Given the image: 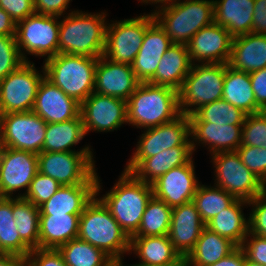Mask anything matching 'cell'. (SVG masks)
<instances>
[{
  "mask_svg": "<svg viewBox=\"0 0 266 266\" xmlns=\"http://www.w3.org/2000/svg\"><path fill=\"white\" fill-rule=\"evenodd\" d=\"M99 178L96 182V195L79 217L77 238L101 249L115 262H123V254L130 251V238L111 215L109 209L97 198L101 189Z\"/></svg>",
  "mask_w": 266,
  "mask_h": 266,
  "instance_id": "6da1fadb",
  "label": "cell"
},
{
  "mask_svg": "<svg viewBox=\"0 0 266 266\" xmlns=\"http://www.w3.org/2000/svg\"><path fill=\"white\" fill-rule=\"evenodd\" d=\"M68 14V15H67ZM59 25V53L99 58L106 46V14L71 11Z\"/></svg>",
  "mask_w": 266,
  "mask_h": 266,
  "instance_id": "7a4b0ae2",
  "label": "cell"
},
{
  "mask_svg": "<svg viewBox=\"0 0 266 266\" xmlns=\"http://www.w3.org/2000/svg\"><path fill=\"white\" fill-rule=\"evenodd\" d=\"M152 196L151 184L137 180L131 173L122 171L114 187L99 199L131 238L137 233L146 205Z\"/></svg>",
  "mask_w": 266,
  "mask_h": 266,
  "instance_id": "3957f363",
  "label": "cell"
},
{
  "mask_svg": "<svg viewBox=\"0 0 266 266\" xmlns=\"http://www.w3.org/2000/svg\"><path fill=\"white\" fill-rule=\"evenodd\" d=\"M178 92L165 86L140 82L127 100L128 123L137 128H151L180 115Z\"/></svg>",
  "mask_w": 266,
  "mask_h": 266,
  "instance_id": "277c9868",
  "label": "cell"
},
{
  "mask_svg": "<svg viewBox=\"0 0 266 266\" xmlns=\"http://www.w3.org/2000/svg\"><path fill=\"white\" fill-rule=\"evenodd\" d=\"M152 13L172 44L188 45L201 28L214 22V1L179 0Z\"/></svg>",
  "mask_w": 266,
  "mask_h": 266,
  "instance_id": "5b68a950",
  "label": "cell"
},
{
  "mask_svg": "<svg viewBox=\"0 0 266 266\" xmlns=\"http://www.w3.org/2000/svg\"><path fill=\"white\" fill-rule=\"evenodd\" d=\"M97 62L94 57L58 53L43 67L49 81L81 104L94 92Z\"/></svg>",
  "mask_w": 266,
  "mask_h": 266,
  "instance_id": "8992f818",
  "label": "cell"
},
{
  "mask_svg": "<svg viewBox=\"0 0 266 266\" xmlns=\"http://www.w3.org/2000/svg\"><path fill=\"white\" fill-rule=\"evenodd\" d=\"M224 77L223 63L192 64L178 92L180 113L189 116L202 106L222 99Z\"/></svg>",
  "mask_w": 266,
  "mask_h": 266,
  "instance_id": "52a82bcc",
  "label": "cell"
},
{
  "mask_svg": "<svg viewBox=\"0 0 266 266\" xmlns=\"http://www.w3.org/2000/svg\"><path fill=\"white\" fill-rule=\"evenodd\" d=\"M60 18L34 13L16 23V43L26 62H30V60L27 59L25 53L36 57L47 56L45 60L59 53L60 21L58 20Z\"/></svg>",
  "mask_w": 266,
  "mask_h": 266,
  "instance_id": "ba28073f",
  "label": "cell"
},
{
  "mask_svg": "<svg viewBox=\"0 0 266 266\" xmlns=\"http://www.w3.org/2000/svg\"><path fill=\"white\" fill-rule=\"evenodd\" d=\"M39 73L34 63L24 62L0 80V114L32 111L45 70Z\"/></svg>",
  "mask_w": 266,
  "mask_h": 266,
  "instance_id": "9c48e42d",
  "label": "cell"
},
{
  "mask_svg": "<svg viewBox=\"0 0 266 266\" xmlns=\"http://www.w3.org/2000/svg\"><path fill=\"white\" fill-rule=\"evenodd\" d=\"M211 156L215 168V186L236 199L246 201L261 195L262 181L243 164L237 151L219 152Z\"/></svg>",
  "mask_w": 266,
  "mask_h": 266,
  "instance_id": "30bf717a",
  "label": "cell"
},
{
  "mask_svg": "<svg viewBox=\"0 0 266 266\" xmlns=\"http://www.w3.org/2000/svg\"><path fill=\"white\" fill-rule=\"evenodd\" d=\"M154 21L153 13H145L107 24L104 56L118 63L132 65L142 45L145 31Z\"/></svg>",
  "mask_w": 266,
  "mask_h": 266,
  "instance_id": "8fae6325",
  "label": "cell"
},
{
  "mask_svg": "<svg viewBox=\"0 0 266 266\" xmlns=\"http://www.w3.org/2000/svg\"><path fill=\"white\" fill-rule=\"evenodd\" d=\"M47 123L33 111L0 114V136L7 148L43 152Z\"/></svg>",
  "mask_w": 266,
  "mask_h": 266,
  "instance_id": "7c38bea8",
  "label": "cell"
},
{
  "mask_svg": "<svg viewBox=\"0 0 266 266\" xmlns=\"http://www.w3.org/2000/svg\"><path fill=\"white\" fill-rule=\"evenodd\" d=\"M93 152H41L39 172L56 180L61 186L85 183L95 172Z\"/></svg>",
  "mask_w": 266,
  "mask_h": 266,
  "instance_id": "4fadbf2b",
  "label": "cell"
},
{
  "mask_svg": "<svg viewBox=\"0 0 266 266\" xmlns=\"http://www.w3.org/2000/svg\"><path fill=\"white\" fill-rule=\"evenodd\" d=\"M144 130L130 159H146L175 146H191L188 115L180 114L170 122Z\"/></svg>",
  "mask_w": 266,
  "mask_h": 266,
  "instance_id": "5bb4252c",
  "label": "cell"
},
{
  "mask_svg": "<svg viewBox=\"0 0 266 266\" xmlns=\"http://www.w3.org/2000/svg\"><path fill=\"white\" fill-rule=\"evenodd\" d=\"M38 171V154L5 147L0 163V197L12 198L13 192L24 188L23 194L15 196L23 198Z\"/></svg>",
  "mask_w": 266,
  "mask_h": 266,
  "instance_id": "9a60e30c",
  "label": "cell"
},
{
  "mask_svg": "<svg viewBox=\"0 0 266 266\" xmlns=\"http://www.w3.org/2000/svg\"><path fill=\"white\" fill-rule=\"evenodd\" d=\"M85 133L111 132L128 124L127 101L93 92L80 104Z\"/></svg>",
  "mask_w": 266,
  "mask_h": 266,
  "instance_id": "2e32d148",
  "label": "cell"
},
{
  "mask_svg": "<svg viewBox=\"0 0 266 266\" xmlns=\"http://www.w3.org/2000/svg\"><path fill=\"white\" fill-rule=\"evenodd\" d=\"M200 184L195 176L193 157L184 165L172 168L153 182V196L175 208L193 201Z\"/></svg>",
  "mask_w": 266,
  "mask_h": 266,
  "instance_id": "e0dca14e",
  "label": "cell"
},
{
  "mask_svg": "<svg viewBox=\"0 0 266 266\" xmlns=\"http://www.w3.org/2000/svg\"><path fill=\"white\" fill-rule=\"evenodd\" d=\"M232 42L233 36L215 22L201 28L187 45L192 64H228Z\"/></svg>",
  "mask_w": 266,
  "mask_h": 266,
  "instance_id": "ac0fdd59",
  "label": "cell"
},
{
  "mask_svg": "<svg viewBox=\"0 0 266 266\" xmlns=\"http://www.w3.org/2000/svg\"><path fill=\"white\" fill-rule=\"evenodd\" d=\"M139 84L132 65L112 61L104 55L98 58L94 92L127 101Z\"/></svg>",
  "mask_w": 266,
  "mask_h": 266,
  "instance_id": "d6986e66",
  "label": "cell"
},
{
  "mask_svg": "<svg viewBox=\"0 0 266 266\" xmlns=\"http://www.w3.org/2000/svg\"><path fill=\"white\" fill-rule=\"evenodd\" d=\"M190 139L193 152L196 145L208 146L212 154L236 151L241 145L242 125H222L201 122L194 114L189 115ZM199 144H197V143Z\"/></svg>",
  "mask_w": 266,
  "mask_h": 266,
  "instance_id": "ffe728a7",
  "label": "cell"
},
{
  "mask_svg": "<svg viewBox=\"0 0 266 266\" xmlns=\"http://www.w3.org/2000/svg\"><path fill=\"white\" fill-rule=\"evenodd\" d=\"M46 123H60L80 115V103L46 77L41 81L32 110Z\"/></svg>",
  "mask_w": 266,
  "mask_h": 266,
  "instance_id": "44dd1931",
  "label": "cell"
},
{
  "mask_svg": "<svg viewBox=\"0 0 266 266\" xmlns=\"http://www.w3.org/2000/svg\"><path fill=\"white\" fill-rule=\"evenodd\" d=\"M192 154L191 146H175L146 159H130L124 171L137 180L152 184L172 168L186 164Z\"/></svg>",
  "mask_w": 266,
  "mask_h": 266,
  "instance_id": "7402d4cb",
  "label": "cell"
},
{
  "mask_svg": "<svg viewBox=\"0 0 266 266\" xmlns=\"http://www.w3.org/2000/svg\"><path fill=\"white\" fill-rule=\"evenodd\" d=\"M206 224L193 201L172 208L169 240L182 257L194 248Z\"/></svg>",
  "mask_w": 266,
  "mask_h": 266,
  "instance_id": "603a6c76",
  "label": "cell"
},
{
  "mask_svg": "<svg viewBox=\"0 0 266 266\" xmlns=\"http://www.w3.org/2000/svg\"><path fill=\"white\" fill-rule=\"evenodd\" d=\"M98 175L95 172L85 183L61 186L57 192L39 207L40 215H81L86 205L96 195Z\"/></svg>",
  "mask_w": 266,
  "mask_h": 266,
  "instance_id": "cb8c5ba5",
  "label": "cell"
},
{
  "mask_svg": "<svg viewBox=\"0 0 266 266\" xmlns=\"http://www.w3.org/2000/svg\"><path fill=\"white\" fill-rule=\"evenodd\" d=\"M171 44V39L156 21L146 29L140 50L132 63L140 82H148L155 75L161 57Z\"/></svg>",
  "mask_w": 266,
  "mask_h": 266,
  "instance_id": "d4e9b609",
  "label": "cell"
},
{
  "mask_svg": "<svg viewBox=\"0 0 266 266\" xmlns=\"http://www.w3.org/2000/svg\"><path fill=\"white\" fill-rule=\"evenodd\" d=\"M191 67L188 46L171 44L161 57L155 75L148 83L169 87L179 92Z\"/></svg>",
  "mask_w": 266,
  "mask_h": 266,
  "instance_id": "484cf974",
  "label": "cell"
},
{
  "mask_svg": "<svg viewBox=\"0 0 266 266\" xmlns=\"http://www.w3.org/2000/svg\"><path fill=\"white\" fill-rule=\"evenodd\" d=\"M228 65L245 73L266 68V35L248 33L233 37Z\"/></svg>",
  "mask_w": 266,
  "mask_h": 266,
  "instance_id": "4316f807",
  "label": "cell"
},
{
  "mask_svg": "<svg viewBox=\"0 0 266 266\" xmlns=\"http://www.w3.org/2000/svg\"><path fill=\"white\" fill-rule=\"evenodd\" d=\"M214 22L233 37L251 33L255 0H213Z\"/></svg>",
  "mask_w": 266,
  "mask_h": 266,
  "instance_id": "83f0119b",
  "label": "cell"
},
{
  "mask_svg": "<svg viewBox=\"0 0 266 266\" xmlns=\"http://www.w3.org/2000/svg\"><path fill=\"white\" fill-rule=\"evenodd\" d=\"M136 254L143 265H165L185 262V257L174 248L168 235L163 236H132L130 253Z\"/></svg>",
  "mask_w": 266,
  "mask_h": 266,
  "instance_id": "f1b7e54d",
  "label": "cell"
},
{
  "mask_svg": "<svg viewBox=\"0 0 266 266\" xmlns=\"http://www.w3.org/2000/svg\"><path fill=\"white\" fill-rule=\"evenodd\" d=\"M80 215L39 216V248L58 249L78 236Z\"/></svg>",
  "mask_w": 266,
  "mask_h": 266,
  "instance_id": "f546056e",
  "label": "cell"
},
{
  "mask_svg": "<svg viewBox=\"0 0 266 266\" xmlns=\"http://www.w3.org/2000/svg\"><path fill=\"white\" fill-rule=\"evenodd\" d=\"M85 135L81 115L60 123H47L43 152H92L89 145H85L80 151L71 149Z\"/></svg>",
  "mask_w": 266,
  "mask_h": 266,
  "instance_id": "4dcf8cb0",
  "label": "cell"
},
{
  "mask_svg": "<svg viewBox=\"0 0 266 266\" xmlns=\"http://www.w3.org/2000/svg\"><path fill=\"white\" fill-rule=\"evenodd\" d=\"M222 99L241 109L247 115L264 111L255 100L249 73L225 64Z\"/></svg>",
  "mask_w": 266,
  "mask_h": 266,
  "instance_id": "1f68e13d",
  "label": "cell"
},
{
  "mask_svg": "<svg viewBox=\"0 0 266 266\" xmlns=\"http://www.w3.org/2000/svg\"><path fill=\"white\" fill-rule=\"evenodd\" d=\"M238 246L205 227L194 248L185 257L186 266H208L229 255Z\"/></svg>",
  "mask_w": 266,
  "mask_h": 266,
  "instance_id": "d6a6232c",
  "label": "cell"
},
{
  "mask_svg": "<svg viewBox=\"0 0 266 266\" xmlns=\"http://www.w3.org/2000/svg\"><path fill=\"white\" fill-rule=\"evenodd\" d=\"M244 205L247 206L248 201L236 199L228 208L207 222L206 227L241 246L249 232V219H246L242 211Z\"/></svg>",
  "mask_w": 266,
  "mask_h": 266,
  "instance_id": "836d02e7",
  "label": "cell"
},
{
  "mask_svg": "<svg viewBox=\"0 0 266 266\" xmlns=\"http://www.w3.org/2000/svg\"><path fill=\"white\" fill-rule=\"evenodd\" d=\"M12 214L21 240L31 250L39 248V208L24 198L13 197Z\"/></svg>",
  "mask_w": 266,
  "mask_h": 266,
  "instance_id": "e575fe53",
  "label": "cell"
},
{
  "mask_svg": "<svg viewBox=\"0 0 266 266\" xmlns=\"http://www.w3.org/2000/svg\"><path fill=\"white\" fill-rule=\"evenodd\" d=\"M30 252L19 236L12 214V198L0 197V253L25 259Z\"/></svg>",
  "mask_w": 266,
  "mask_h": 266,
  "instance_id": "d590c367",
  "label": "cell"
},
{
  "mask_svg": "<svg viewBox=\"0 0 266 266\" xmlns=\"http://www.w3.org/2000/svg\"><path fill=\"white\" fill-rule=\"evenodd\" d=\"M58 251L67 266H111L115 263L104 251L79 238L60 246Z\"/></svg>",
  "mask_w": 266,
  "mask_h": 266,
  "instance_id": "8d00e7d4",
  "label": "cell"
},
{
  "mask_svg": "<svg viewBox=\"0 0 266 266\" xmlns=\"http://www.w3.org/2000/svg\"><path fill=\"white\" fill-rule=\"evenodd\" d=\"M236 198L217 186H206L199 184L193 197V202L200 214L202 221L206 224L214 216L228 208Z\"/></svg>",
  "mask_w": 266,
  "mask_h": 266,
  "instance_id": "74e56055",
  "label": "cell"
},
{
  "mask_svg": "<svg viewBox=\"0 0 266 266\" xmlns=\"http://www.w3.org/2000/svg\"><path fill=\"white\" fill-rule=\"evenodd\" d=\"M172 208L164 201L152 196L146 205L137 233L134 236L168 235Z\"/></svg>",
  "mask_w": 266,
  "mask_h": 266,
  "instance_id": "f35d334b",
  "label": "cell"
},
{
  "mask_svg": "<svg viewBox=\"0 0 266 266\" xmlns=\"http://www.w3.org/2000/svg\"><path fill=\"white\" fill-rule=\"evenodd\" d=\"M194 115L201 122L222 125H243L247 116L241 109L220 99L199 108Z\"/></svg>",
  "mask_w": 266,
  "mask_h": 266,
  "instance_id": "ab89813d",
  "label": "cell"
},
{
  "mask_svg": "<svg viewBox=\"0 0 266 266\" xmlns=\"http://www.w3.org/2000/svg\"><path fill=\"white\" fill-rule=\"evenodd\" d=\"M241 145L266 149V111L246 116L242 125Z\"/></svg>",
  "mask_w": 266,
  "mask_h": 266,
  "instance_id": "60d3db41",
  "label": "cell"
},
{
  "mask_svg": "<svg viewBox=\"0 0 266 266\" xmlns=\"http://www.w3.org/2000/svg\"><path fill=\"white\" fill-rule=\"evenodd\" d=\"M60 187L61 185L56 180L38 171L23 198L32 202L39 208L42 204L47 202Z\"/></svg>",
  "mask_w": 266,
  "mask_h": 266,
  "instance_id": "b9f144b4",
  "label": "cell"
},
{
  "mask_svg": "<svg viewBox=\"0 0 266 266\" xmlns=\"http://www.w3.org/2000/svg\"><path fill=\"white\" fill-rule=\"evenodd\" d=\"M26 62L19 51L15 36L0 35V80Z\"/></svg>",
  "mask_w": 266,
  "mask_h": 266,
  "instance_id": "7bdbcfd3",
  "label": "cell"
},
{
  "mask_svg": "<svg viewBox=\"0 0 266 266\" xmlns=\"http://www.w3.org/2000/svg\"><path fill=\"white\" fill-rule=\"evenodd\" d=\"M243 164L262 182L266 180V149L240 145L236 150Z\"/></svg>",
  "mask_w": 266,
  "mask_h": 266,
  "instance_id": "ee69618b",
  "label": "cell"
},
{
  "mask_svg": "<svg viewBox=\"0 0 266 266\" xmlns=\"http://www.w3.org/2000/svg\"><path fill=\"white\" fill-rule=\"evenodd\" d=\"M252 205L249 219V232L261 237H266V199L261 195L256 196L253 200L248 201Z\"/></svg>",
  "mask_w": 266,
  "mask_h": 266,
  "instance_id": "f6af8a7d",
  "label": "cell"
},
{
  "mask_svg": "<svg viewBox=\"0 0 266 266\" xmlns=\"http://www.w3.org/2000/svg\"><path fill=\"white\" fill-rule=\"evenodd\" d=\"M25 260L26 266H67L58 249H32Z\"/></svg>",
  "mask_w": 266,
  "mask_h": 266,
  "instance_id": "bcb514c9",
  "label": "cell"
},
{
  "mask_svg": "<svg viewBox=\"0 0 266 266\" xmlns=\"http://www.w3.org/2000/svg\"><path fill=\"white\" fill-rule=\"evenodd\" d=\"M240 247L248 260L266 266V237L248 233Z\"/></svg>",
  "mask_w": 266,
  "mask_h": 266,
  "instance_id": "7dc6e473",
  "label": "cell"
},
{
  "mask_svg": "<svg viewBox=\"0 0 266 266\" xmlns=\"http://www.w3.org/2000/svg\"><path fill=\"white\" fill-rule=\"evenodd\" d=\"M0 8L18 23L35 13L34 0H0Z\"/></svg>",
  "mask_w": 266,
  "mask_h": 266,
  "instance_id": "c3c4849f",
  "label": "cell"
},
{
  "mask_svg": "<svg viewBox=\"0 0 266 266\" xmlns=\"http://www.w3.org/2000/svg\"><path fill=\"white\" fill-rule=\"evenodd\" d=\"M69 3L70 0H34L35 13L61 17Z\"/></svg>",
  "mask_w": 266,
  "mask_h": 266,
  "instance_id": "681fc988",
  "label": "cell"
},
{
  "mask_svg": "<svg viewBox=\"0 0 266 266\" xmlns=\"http://www.w3.org/2000/svg\"><path fill=\"white\" fill-rule=\"evenodd\" d=\"M256 103L266 111V68L249 73Z\"/></svg>",
  "mask_w": 266,
  "mask_h": 266,
  "instance_id": "f907efd6",
  "label": "cell"
},
{
  "mask_svg": "<svg viewBox=\"0 0 266 266\" xmlns=\"http://www.w3.org/2000/svg\"><path fill=\"white\" fill-rule=\"evenodd\" d=\"M251 33L266 35V0H255Z\"/></svg>",
  "mask_w": 266,
  "mask_h": 266,
  "instance_id": "816d5d0a",
  "label": "cell"
},
{
  "mask_svg": "<svg viewBox=\"0 0 266 266\" xmlns=\"http://www.w3.org/2000/svg\"><path fill=\"white\" fill-rule=\"evenodd\" d=\"M244 264H245V253L243 249L240 246H238L229 255L220 259L216 263L210 264L208 266H244Z\"/></svg>",
  "mask_w": 266,
  "mask_h": 266,
  "instance_id": "f5cc1de1",
  "label": "cell"
},
{
  "mask_svg": "<svg viewBox=\"0 0 266 266\" xmlns=\"http://www.w3.org/2000/svg\"><path fill=\"white\" fill-rule=\"evenodd\" d=\"M16 23L11 16L0 8V35L15 36Z\"/></svg>",
  "mask_w": 266,
  "mask_h": 266,
  "instance_id": "db71d44e",
  "label": "cell"
},
{
  "mask_svg": "<svg viewBox=\"0 0 266 266\" xmlns=\"http://www.w3.org/2000/svg\"><path fill=\"white\" fill-rule=\"evenodd\" d=\"M0 266H26V260L17 255L0 253Z\"/></svg>",
  "mask_w": 266,
  "mask_h": 266,
  "instance_id": "11a10c76",
  "label": "cell"
},
{
  "mask_svg": "<svg viewBox=\"0 0 266 266\" xmlns=\"http://www.w3.org/2000/svg\"><path fill=\"white\" fill-rule=\"evenodd\" d=\"M140 1V0H139ZM179 0H141V3L143 2L144 4L146 3L148 5L149 4H157L159 3V6L156 7V9L158 8H161L163 6H167V5H170V4H173V3H176L178 2Z\"/></svg>",
  "mask_w": 266,
  "mask_h": 266,
  "instance_id": "9f6ffc18",
  "label": "cell"
},
{
  "mask_svg": "<svg viewBox=\"0 0 266 266\" xmlns=\"http://www.w3.org/2000/svg\"><path fill=\"white\" fill-rule=\"evenodd\" d=\"M125 266H156V265H143V264H132V265H125ZM157 266H186L185 262H175L165 265H157Z\"/></svg>",
  "mask_w": 266,
  "mask_h": 266,
  "instance_id": "6f0895ef",
  "label": "cell"
},
{
  "mask_svg": "<svg viewBox=\"0 0 266 266\" xmlns=\"http://www.w3.org/2000/svg\"><path fill=\"white\" fill-rule=\"evenodd\" d=\"M261 196L266 199V180L262 182Z\"/></svg>",
  "mask_w": 266,
  "mask_h": 266,
  "instance_id": "680465c9",
  "label": "cell"
},
{
  "mask_svg": "<svg viewBox=\"0 0 266 266\" xmlns=\"http://www.w3.org/2000/svg\"><path fill=\"white\" fill-rule=\"evenodd\" d=\"M244 266H263V265H260V264H258V263H255V262H253V261H250V260H248V259L246 258V256H245V264H244Z\"/></svg>",
  "mask_w": 266,
  "mask_h": 266,
  "instance_id": "91938a15",
  "label": "cell"
},
{
  "mask_svg": "<svg viewBox=\"0 0 266 266\" xmlns=\"http://www.w3.org/2000/svg\"><path fill=\"white\" fill-rule=\"evenodd\" d=\"M5 149V145L1 139V136H0V163H1V158H2V154H3V151Z\"/></svg>",
  "mask_w": 266,
  "mask_h": 266,
  "instance_id": "94428289",
  "label": "cell"
},
{
  "mask_svg": "<svg viewBox=\"0 0 266 266\" xmlns=\"http://www.w3.org/2000/svg\"><path fill=\"white\" fill-rule=\"evenodd\" d=\"M124 262H115L114 264H112L111 266H125L123 265Z\"/></svg>",
  "mask_w": 266,
  "mask_h": 266,
  "instance_id": "6125c7cd",
  "label": "cell"
}]
</instances>
